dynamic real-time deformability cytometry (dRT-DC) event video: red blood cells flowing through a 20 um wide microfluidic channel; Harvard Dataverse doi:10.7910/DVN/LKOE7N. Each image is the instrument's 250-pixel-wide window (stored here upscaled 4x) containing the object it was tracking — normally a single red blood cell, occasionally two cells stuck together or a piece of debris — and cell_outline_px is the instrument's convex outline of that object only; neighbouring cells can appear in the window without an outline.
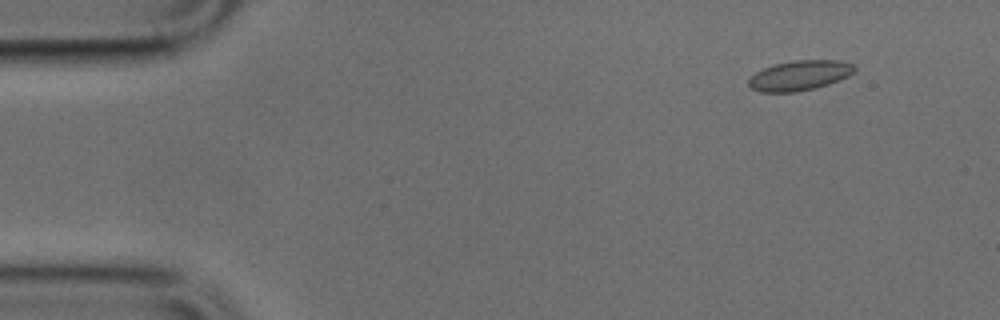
{"species": "common noctule bat (a hibernating species)", "species_latin": "Nyctalus noctula", "temperature_condition": "cold", "stored_images_in_passage": 50, "camera_frame_rate_fps": 3000, "um_per_image_px": 0.085, "animal": {"sex": "male", "body_mass_g": 17.9, "forearm_length_mm": 54.2}, "frame": {"image": 1, "passage_image": 5, "time_ms": 1.333, "image_size_px": [1000, 320], "cell_outline_px": [[856, 68], [848, 76], [840, 80], [816, 88], [796, 92], [760, 92], [752, 88], [748, 84], [748, 80], [756, 72], [772, 64], [792, 60], [836, 60], [852, 64]], "centroid_in_image_um": [67.95, 6.41], "position_along_channel_um": 17.1, "area_um2": 18.5}}
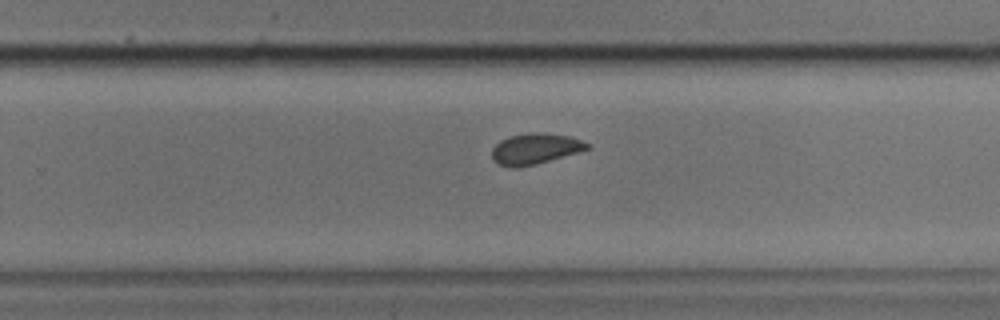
{"frame": {"image": 2, "passage_image": 32, "time_ms": 10.333, "image_size_px": [1000, 320], "cell_outline_px": [[592, 148], [536, 164], [516, 168], [508, 168], [496, 164], [492, 160], [492, 148], [500, 140], [512, 136], [532, 132], [544, 132], [568, 136], [580, 140], [588, 144]], "centroid_in_image_um": [45.44, 12.66], "position_along_channel_um": 284.4, "area_um2": 17.17}}
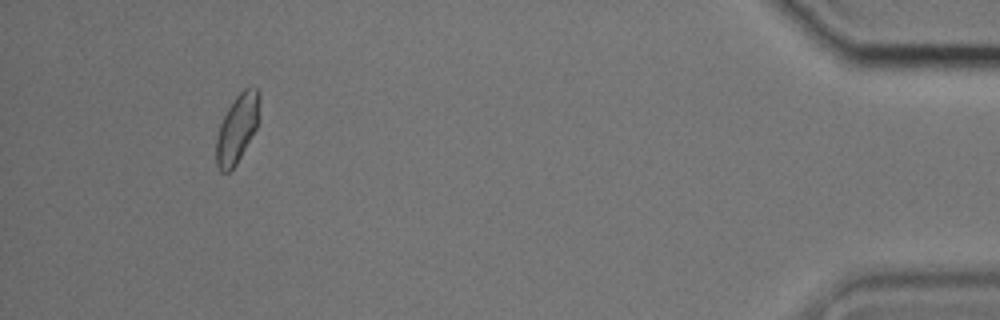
{"frame": {"image": 3, "passage_image": 47, "time_ms": 15.333, "image_size_px": [1000, 320], "cell_outline_px": [[260, 100], [256, 128], [236, 164], [228, 172], [220, 172], [216, 168], [216, 136], [220, 124], [228, 108], [236, 96], [244, 88], [256, 88], [260, 92]], "centroid_in_image_um": [20.14, 10.93], "position_along_channel_um": 415.1, "area_um2": 17.05}}